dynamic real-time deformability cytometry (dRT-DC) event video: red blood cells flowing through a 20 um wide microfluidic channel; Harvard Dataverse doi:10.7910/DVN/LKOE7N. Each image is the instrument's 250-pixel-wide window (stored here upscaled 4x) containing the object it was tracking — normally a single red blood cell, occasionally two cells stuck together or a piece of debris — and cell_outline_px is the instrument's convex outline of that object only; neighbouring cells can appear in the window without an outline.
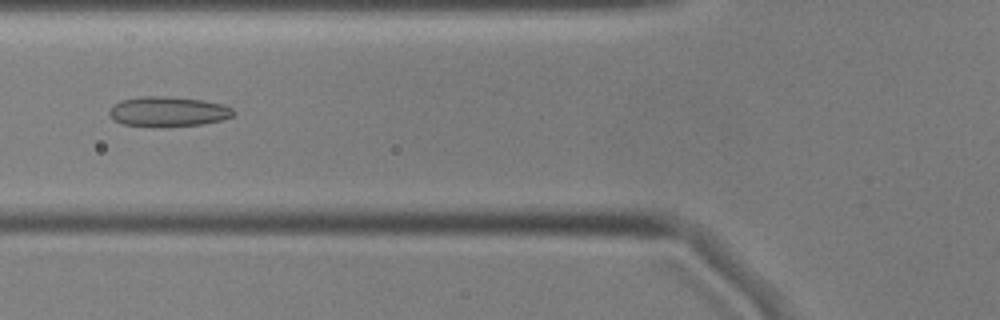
{"species": "common noctule bat (a hibernating species)", "species_latin": "Nyctalus noctula", "temperature_condition": "cold", "stored_images_in_passage": 55, "camera_frame_rate_fps": 3000, "um_per_image_px": 0.085, "animal": {"sex": "male", "body_mass_g": 17.9, "forearm_length_mm": 54.2}, "frame": {"image": 1, "passage_image": 20, "time_ms": 6.333, "image_size_px": [1000, 320], "cell_outline_px": [[236, 112], [232, 116], [220, 120], [200, 124], [124, 124], [112, 120], [108, 112], [120, 100], [140, 96], [168, 96], [204, 100], [224, 104], [232, 108]], "centroid_in_image_um": [14.31, 9.43], "position_along_channel_um": 111.5, "area_um2": 20.87}}
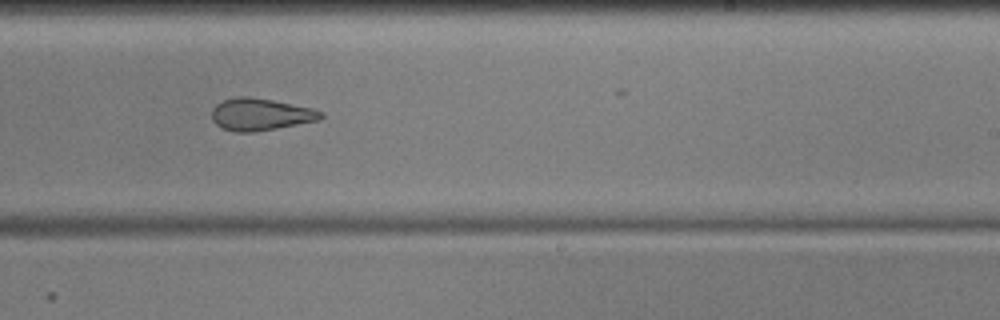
{"frame": {"image": 2, "passage_image": 33, "time_ms": 10.667, "image_size_px": [1000, 320], "cell_outline_px": [[324, 116], [320, 120], [276, 128], [252, 132], [236, 132], [220, 128], [212, 120], [212, 108], [216, 104], [224, 100], [236, 96], [248, 96], [272, 100], [312, 108], [324, 112]], "centroid_in_image_um": [22.13, 9.72], "position_along_channel_um": 266.9, "area_um2": 20.46}}
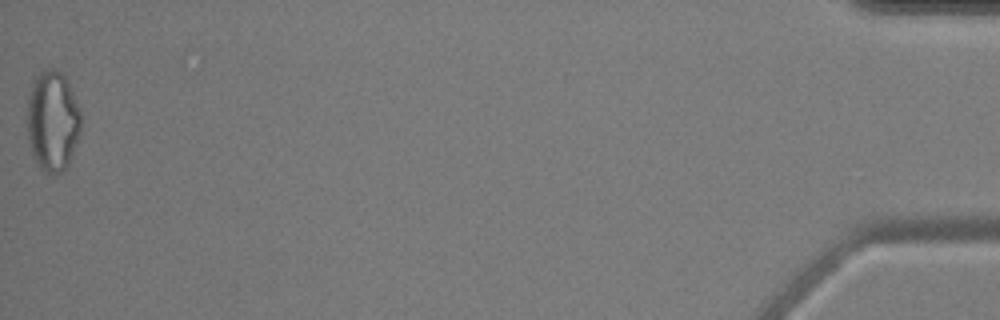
{"frame": {"image": 3, "passage_image": 55, "time_ms": 18.0, "image_size_px": [1000, 320], "cell_outline_px": [[80, 136], [68, 164], [64, 172], [52, 176], [44, 172], [36, 164], [32, 156], [28, 136], [28, 96], [32, 84], [36, 76], [44, 68], [56, 68], [64, 76], [72, 92], [80, 112]], "centroid_in_image_um": [4.46, 10.34], "position_along_channel_um": 430.7, "area_um2": 31.67}, "authors_computed_cell_mechanics": {"area_um2": 23.5246, "velocity_mm_per_s": 3.5812, "shape_relaxation_time_tau1_ms": null, "shape_relaxation_time_tau2_ms": 3.4574, "deformation_change_tau1": null, "deformation_change_tau2": 0.1156}}